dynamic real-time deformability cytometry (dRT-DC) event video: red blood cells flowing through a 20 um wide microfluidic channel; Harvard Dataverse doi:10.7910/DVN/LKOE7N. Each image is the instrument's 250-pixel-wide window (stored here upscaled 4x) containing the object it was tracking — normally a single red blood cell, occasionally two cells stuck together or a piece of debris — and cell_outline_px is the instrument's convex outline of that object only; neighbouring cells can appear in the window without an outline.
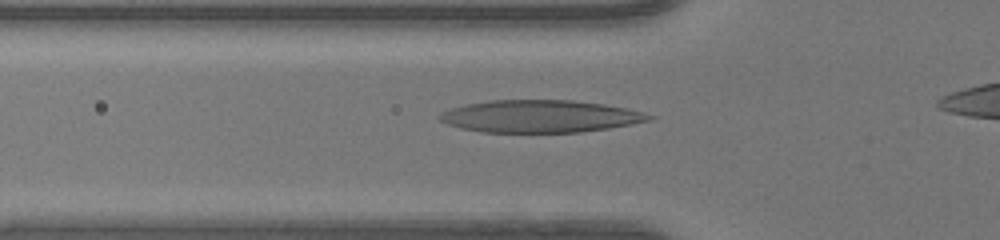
{"species": "human", "species_latin": "Homo sapiens", "temperature_condition": "warm", "stored_images_in_passage": 33, "camera_frame_rate_fps": 3000, "um_per_image_px": 0.085, "donor": {"sex": "female"}, "frame": {"image": 1, "passage_image": 5, "time_ms": 1.333, "image_size_px": [1000, 240], "cell_outline_px": [[656, 116], [652, 120], [632, 124], [608, 128], [580, 132], [484, 132], [460, 128], [448, 124], [440, 120], [436, 116], [440, 112], [452, 108], [468, 104], [488, 100], [572, 100], [604, 104], [628, 108], [644, 112]], "centroid_in_image_um": [45.94, 9.88], "position_along_channel_um": 79.9, "area_um2": 39.59}}
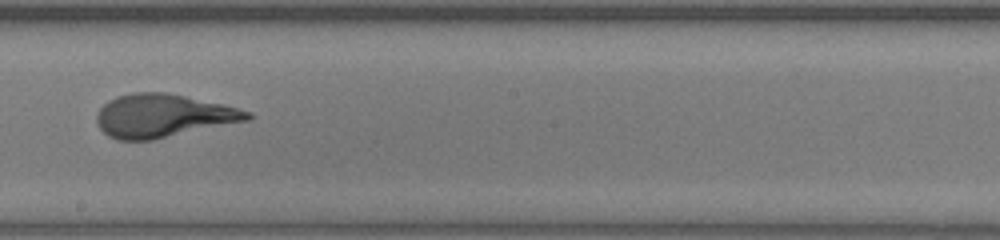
{"frame": {"image": 2, "passage_image": 16, "time_ms": 5.0, "image_size_px": [1000, 240], "cell_outline_px": [[252, 120], [152, 140], [116, 140], [108, 136], [96, 124], [96, 116], [100, 108], [108, 100], [116, 96], [132, 92], [164, 92], [184, 96], [220, 104], [252, 112]], "centroid_in_image_um": [13.84, 9.85], "position_along_channel_um": 234.4, "area_um2": 37.97}}
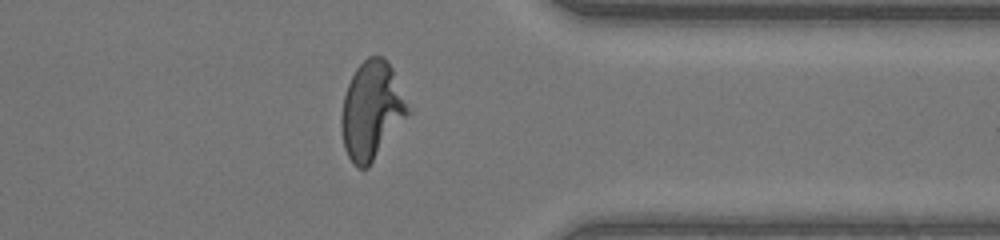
{"frame": {"image": 3, "passage_image": 27, "time_ms": 8.667, "image_size_px": [1000, 240], "cell_outline_px": [[412, 112], [368, 168], [360, 168], [348, 156], [344, 148], [340, 128], [340, 116], [344, 96], [348, 84], [356, 68], [368, 56], [384, 56], [392, 68]], "centroid_in_image_um": [31.6, 9.39], "position_along_channel_um": 379.8, "area_um2": 38.15}, "authors_computed_cell_mechanics": {"area_um2": 37.6856, "velocity_mm_per_s": 4.2087, "shape_relaxation_time_tau1_ms": 6.0425, "shape_relaxation_time_tau2_ms": 0.7261, "deformation_change_tau1": 0.3427, "deformation_change_tau2": 0.089}}